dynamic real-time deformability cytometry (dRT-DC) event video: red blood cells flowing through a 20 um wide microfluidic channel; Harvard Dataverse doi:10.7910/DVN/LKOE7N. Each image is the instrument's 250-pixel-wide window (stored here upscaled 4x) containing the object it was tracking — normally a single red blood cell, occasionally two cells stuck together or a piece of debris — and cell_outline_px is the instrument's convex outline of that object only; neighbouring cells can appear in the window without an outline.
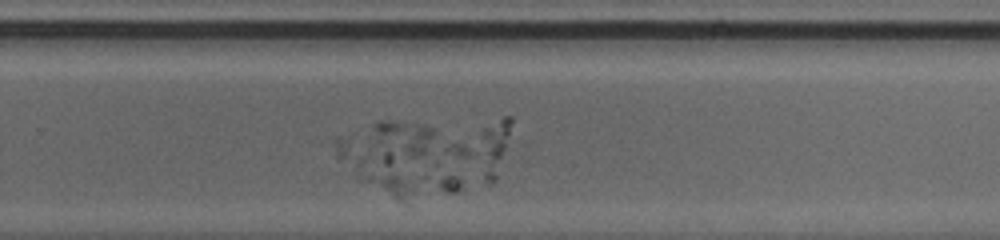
{"species": "human", "species_latin": "Homo sapiens", "temperature_condition": "cold", "stored_images_in_passage": 30, "camera_frame_rate_fps": 3000, "um_per_image_px": 0.085, "donor": {"sex": "male"}, "frame": {"image": 1, "passage_image": 22, "time_ms": 7.0, "image_size_px": [1000, 240], "cell_outline_px": [[468, 156], [464, 188], [456, 192], [404, 200], [396, 200], [360, 180], [360, 160], [372, 124], [380, 120], [388, 120], [424, 124], [432, 128], [460, 144], [468, 152]], "centroid_in_image_um": [35.03, 13.68], "position_along_channel_um": 294.8, "area_um2": 49.19}}